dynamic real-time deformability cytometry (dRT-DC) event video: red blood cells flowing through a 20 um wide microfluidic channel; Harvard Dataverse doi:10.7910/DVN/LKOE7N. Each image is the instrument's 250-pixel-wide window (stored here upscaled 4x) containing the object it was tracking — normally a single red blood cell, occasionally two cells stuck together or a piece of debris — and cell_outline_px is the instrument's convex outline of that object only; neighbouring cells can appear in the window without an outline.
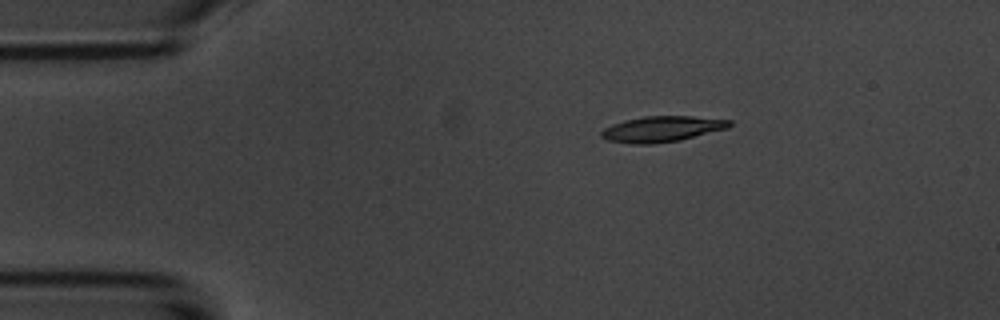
{"species": "common noctule bat (a hibernating species)", "species_latin": "Nyctalus noctula", "temperature_condition": "room temperature", "stored_images_in_passage": 4, "camera_frame_rate_fps": 3000, "um_per_image_px": 0.085, "animal": {"sex": "male", "body_mass_g": 20.1, "forearm_length_mm": 53.5}, "frame": {"image": 1, "passage_image": 1, "time_ms": 0.0, "image_size_px": [1000, 320], "cell_outline_px": [[732, 124], [728, 128], [680, 140], [652, 144], [632, 144], [608, 140], [600, 136], [600, 132], [604, 128], [612, 124], [624, 120], [644, 116], [692, 116], [732, 120]], "centroid_in_image_um": [56.26, 10.96], "position_along_channel_um": 28.7, "area_um2": 19.25}}
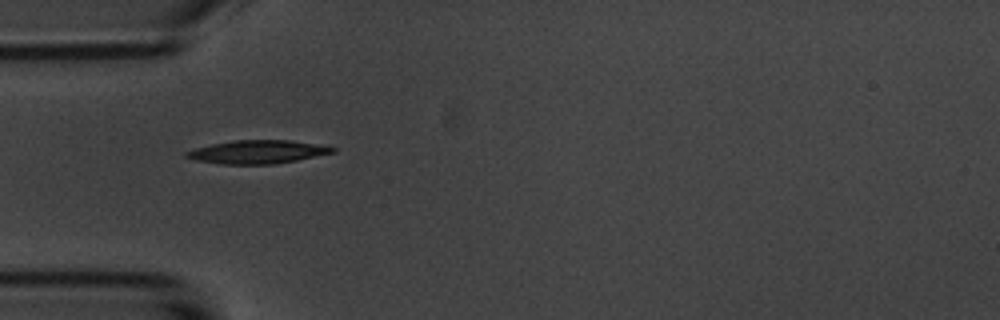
{"frame": {"image": 2, "passage_image": 3, "time_ms": 2.333, "image_size_px": [1000, 320], "cell_outline_px": [[336, 152], [296, 160], [272, 164], [220, 164], [196, 160], [184, 156], [184, 152], [196, 148], [212, 144], [232, 140], [288, 140], [336, 148]], "centroid_in_image_um": [21.83, 12.91], "position_along_channel_um": 63.2, "area_um2": 19.59}}